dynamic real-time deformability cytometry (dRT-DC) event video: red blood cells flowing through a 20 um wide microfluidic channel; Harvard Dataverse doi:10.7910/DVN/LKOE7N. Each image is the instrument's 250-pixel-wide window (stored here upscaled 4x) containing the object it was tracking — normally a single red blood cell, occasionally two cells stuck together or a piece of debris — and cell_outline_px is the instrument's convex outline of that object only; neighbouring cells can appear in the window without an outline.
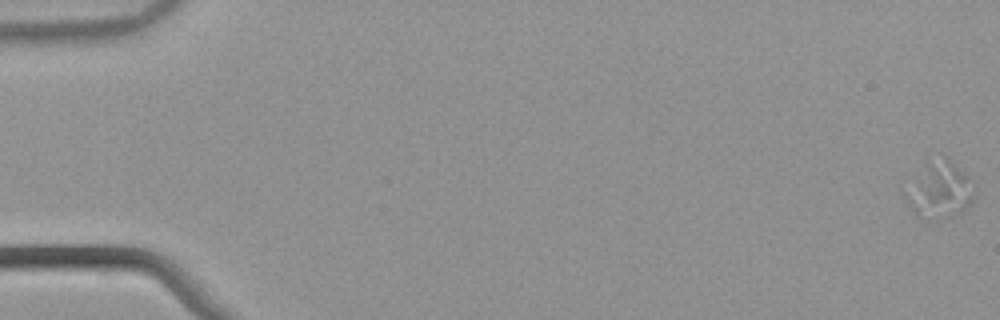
{"species": "common noctule bat (a hibernating species)", "species_latin": "Nyctalus noctula", "temperature_condition": "warm", "stored_images_in_passage": 19, "camera_frame_rate_fps": 3000, "um_per_image_px": 0.085, "animal": {"sex": "male", "body_mass_g": 21.5, "forearm_length_mm": 52.0}, "frame": {"image": 1, "passage_image": 1, "time_ms": 0.0, "image_size_px": [1000, 320], "cell_outline_px": [[968, 204], [964, 208], [956, 212], [920, 216], [916, 216], [904, 196], [944, 156], [964, 172], [968, 200]], "centroid_in_image_um": [79.84, 16.21], "position_along_channel_um": 5.2, "area_um2": 17.92}}
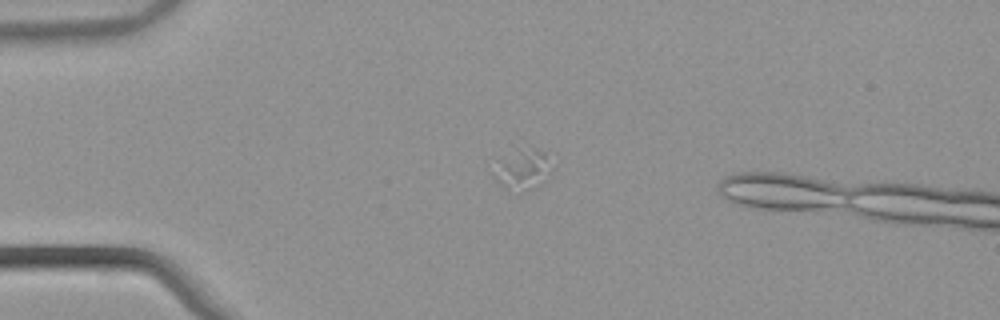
{"frame": {"image": 2, "passage_image": 15, "time_ms": 4.667, "image_size_px": [1000, 320], "cell_outline_px": [[544, 180], [504, 188], [492, 176], [516, 148], [524, 140], [544, 152]], "centroid_in_image_um": [44.35, 14.17], "position_along_channel_um": 40.7, "area_um2": 11.44}}